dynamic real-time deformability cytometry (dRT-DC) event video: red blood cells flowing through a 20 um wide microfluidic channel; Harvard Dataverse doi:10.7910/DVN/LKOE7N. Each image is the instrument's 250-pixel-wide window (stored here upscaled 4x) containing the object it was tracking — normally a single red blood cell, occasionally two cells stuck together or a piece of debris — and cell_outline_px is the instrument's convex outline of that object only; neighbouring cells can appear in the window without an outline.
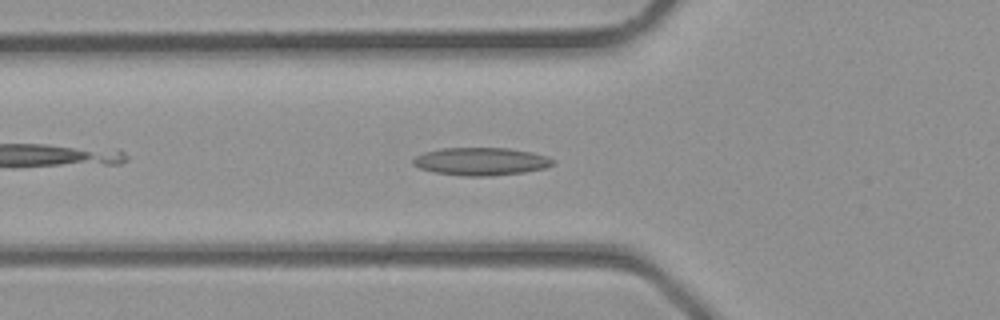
{"species": "common noctule bat (a hibernating species)", "species_latin": "Nyctalus noctula", "temperature_condition": "room temperature", "stored_images_in_passage": 17, "camera_frame_rate_fps": 3000, "um_per_image_px": 0.085, "animal": {"sex": "male", "body_mass_g": 23.1, "forearm_length_mm": 52.7}, "frame": {"image": 1, "passage_image": 5, "time_ms": 1.333, "image_size_px": [1000, 320], "cell_outline_px": [[556, 164], [544, 168], [524, 172], [492, 176], [464, 176], [432, 172], [420, 168], [412, 164], [412, 160], [416, 156], [424, 152], [440, 148], [508, 148], [532, 152], [556, 160]], "centroid_in_image_um": [40.88, 13.72], "position_along_channel_um": 84.9, "area_um2": 22.77}}
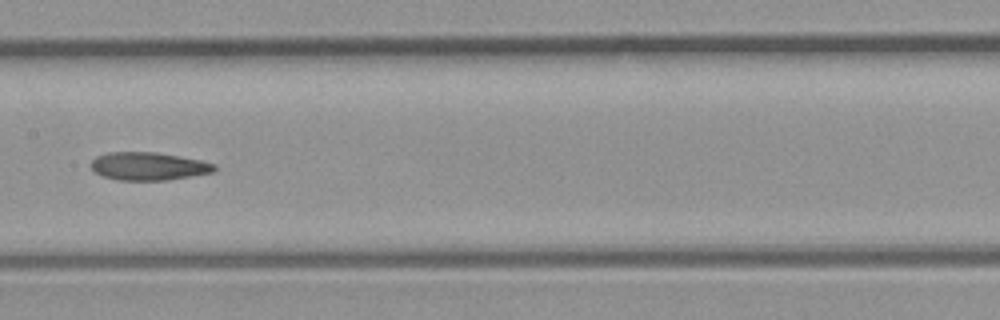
{"frame": {"image": 2, "passage_image": 11, "time_ms": 3.333, "image_size_px": [1000, 320], "cell_outline_px": [[216, 168], [212, 172], [168, 180], [120, 180], [104, 176], [96, 172], [88, 164], [96, 156], [108, 152], [156, 152], [180, 156], [200, 160], [216, 164]], "centroid_in_image_um": [12.6, 14.12], "position_along_channel_um": 194.8, "area_um2": 20.06}}
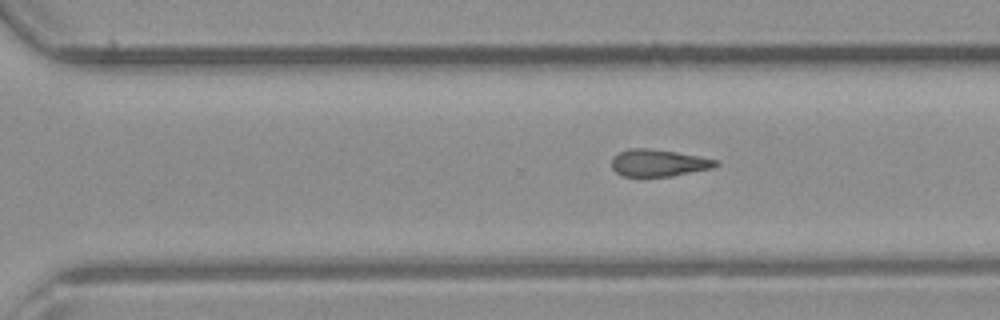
{"frame": {"image": 3, "passage_image": 17, "time_ms": 5.333, "image_size_px": [1000, 320], "cell_outline_px": [[720, 164], [712, 168], [672, 176], [620, 176], [612, 168], [612, 156], [628, 148], [648, 148], [676, 152], [700, 156], [716, 160]], "centroid_in_image_um": [55.95, 13.84], "position_along_channel_um": 314.6, "area_um2": 16.42}}